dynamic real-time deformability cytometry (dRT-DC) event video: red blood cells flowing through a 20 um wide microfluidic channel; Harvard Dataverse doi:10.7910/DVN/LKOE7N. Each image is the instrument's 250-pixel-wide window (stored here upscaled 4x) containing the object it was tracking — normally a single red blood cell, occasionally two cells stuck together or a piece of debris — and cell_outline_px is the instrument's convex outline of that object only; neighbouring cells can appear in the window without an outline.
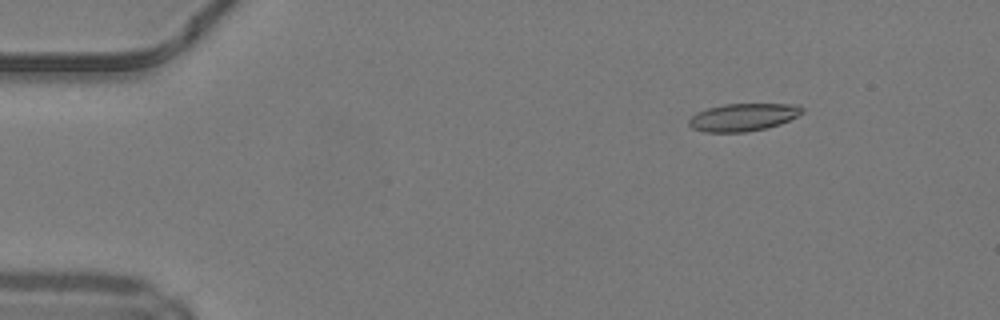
{"species": "common noctule bat (a hibernating species)", "species_latin": "Nyctalus noctula", "temperature_condition": "warm", "stored_images_in_passage": 44, "camera_frame_rate_fps": 3000, "um_per_image_px": 0.085, "animal": {"sex": "male", "body_mass_g": 19.2, "forearm_length_mm": 51.8}, "frame": {"image": 1, "passage_image": 1, "time_ms": 0.0, "image_size_px": [1000, 320], "cell_outline_px": [[804, 112], [780, 124], [764, 128], [744, 132], [704, 132], [692, 128], [688, 124], [688, 120], [696, 112], [708, 108], [724, 104], [800, 104], [804, 108]], "centroid_in_image_um": [63.16, 9.95], "position_along_channel_um": 21.8, "area_um2": 18.21}}
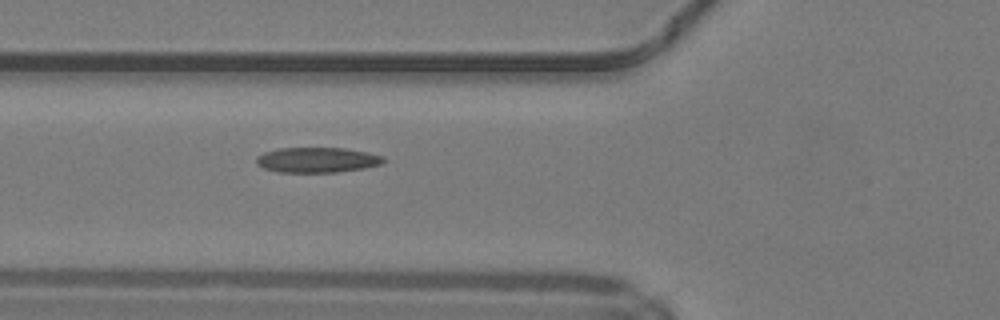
{"frame": {"image": 2, "passage_image": 13, "time_ms": 4.0, "image_size_px": [1000, 320], "cell_outline_px": [[384, 160], [380, 164], [364, 168], [336, 172], [276, 172], [264, 168], [256, 164], [256, 156], [264, 152], [280, 148], [344, 148], [368, 152], [384, 156]], "centroid_in_image_um": [26.93, 13.59], "position_along_channel_um": 98.9, "area_um2": 18.67}}
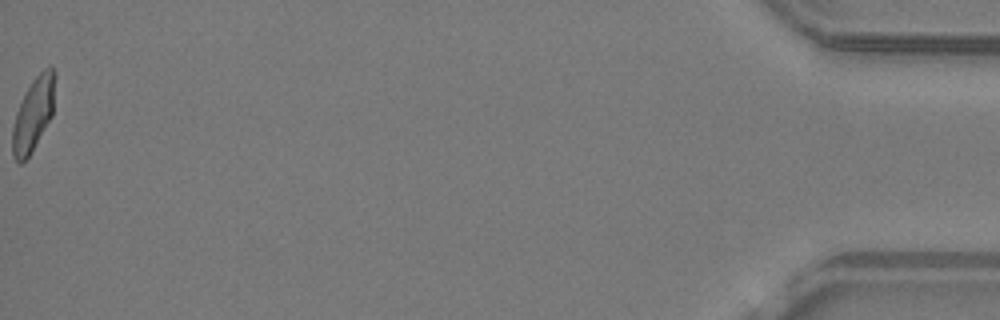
{"frame": {"image": 3, "passage_image": 44, "time_ms": 14.333, "image_size_px": [1000, 320], "cell_outline_px": [[56, 76], [52, 116], [28, 156], [20, 164], [12, 156], [12, 128], [16, 112], [32, 80], [44, 68], [52, 68], [56, 72]], "centroid_in_image_um": [2.84, 9.69], "position_along_channel_um": 432.4, "area_um2": 17.92}, "authors_computed_cell_mechanics": {"area_um2": 18.3804, "velocity_mm_per_s": 4.2179, "shape_relaxation_time_tau1_ms": 9.7454, "shape_relaxation_time_tau2_ms": 1.3335, "deformation_change_tau1": 0.2687, "deformation_change_tau2": 0.0723}}